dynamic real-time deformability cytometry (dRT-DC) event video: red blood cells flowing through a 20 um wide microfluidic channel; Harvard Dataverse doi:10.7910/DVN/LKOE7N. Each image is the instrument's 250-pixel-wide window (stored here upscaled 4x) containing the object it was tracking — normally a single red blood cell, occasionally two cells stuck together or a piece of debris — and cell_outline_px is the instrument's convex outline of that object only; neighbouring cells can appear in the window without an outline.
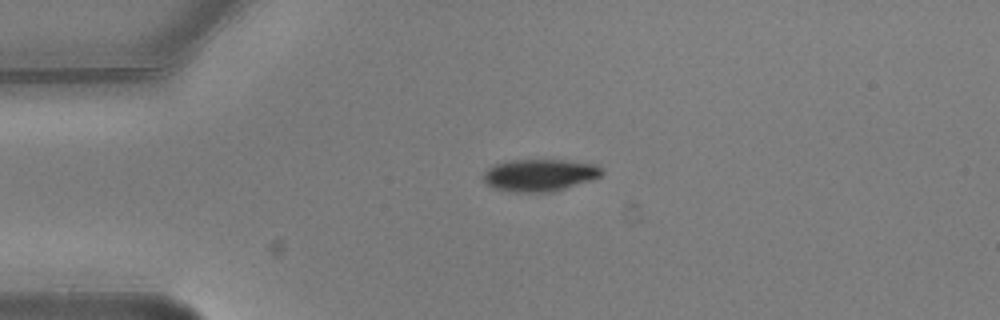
{"species": "common noctule bat (a hibernating species)", "species_latin": "Nyctalus noctula", "temperature_condition": "warm", "stored_images_in_passage": 2, "camera_frame_rate_fps": 3000, "um_per_image_px": 0.085, "animal": {"sex": "male", "body_mass_g": 20.5, "forearm_length_mm": 52.5}, "frame": {"image": 1, "passage_image": 1, "time_ms": 0.0, "image_size_px": [1000, 320], "cell_outline_px": [[604, 172], [600, 176], [592, 180], [552, 192], [512, 192], [492, 188], [480, 176], [492, 164], [508, 160], [564, 160], [596, 164], [604, 168]], "centroid_in_image_um": [45.86, 14.88], "position_along_channel_um": 39.1, "area_um2": 22.54}}